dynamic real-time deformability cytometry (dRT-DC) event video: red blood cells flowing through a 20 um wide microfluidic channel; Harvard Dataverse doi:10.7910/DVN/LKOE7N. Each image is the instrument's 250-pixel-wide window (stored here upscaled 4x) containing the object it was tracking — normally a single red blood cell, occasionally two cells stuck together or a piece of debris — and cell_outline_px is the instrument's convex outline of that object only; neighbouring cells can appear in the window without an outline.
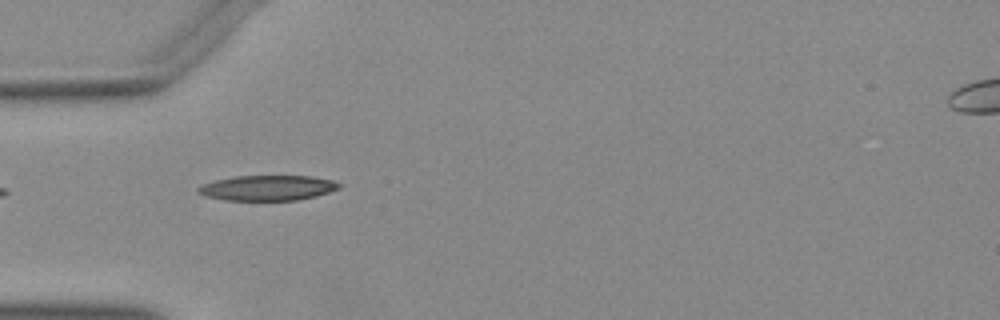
{"species": "Egyptian fruit bat (a non-hibernating species)", "species_latin": "Rousettus aegyptiacus", "temperature_condition": "warm", "stored_images_in_passage": 13, "camera_frame_rate_fps": 3000, "um_per_image_px": 0.085, "animal": {"sex": "female"}, "frame": {"image": 1, "passage_image": 1, "time_ms": 0.0, "image_size_px": [1000, 320], "cell_outline_px": [[340, 188], [316, 196], [296, 200], [224, 200], [208, 196], [196, 192], [196, 188], [200, 184], [232, 176], [312, 176], [332, 180], [340, 184]], "centroid_in_image_um": [22.71, 15.96], "position_along_channel_um": 62.3, "area_um2": 20.69}}
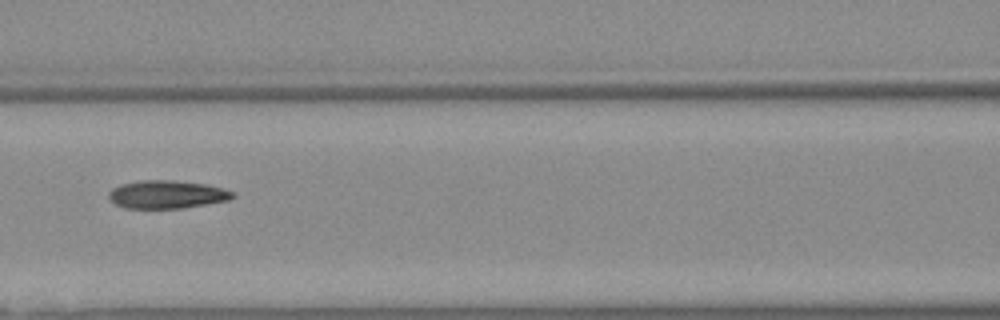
{"frame": {"image": 2, "passage_image": 8, "time_ms": 2.333, "image_size_px": [1000, 320], "cell_outline_px": [[236, 196], [228, 200], [184, 208], [124, 208], [116, 204], [108, 196], [108, 192], [112, 188], [120, 184], [140, 180], [172, 180], [204, 184], [224, 188], [236, 192]], "centroid_in_image_um": [14.2, 16.52], "position_along_channel_um": 152.4, "area_um2": 20.35}}
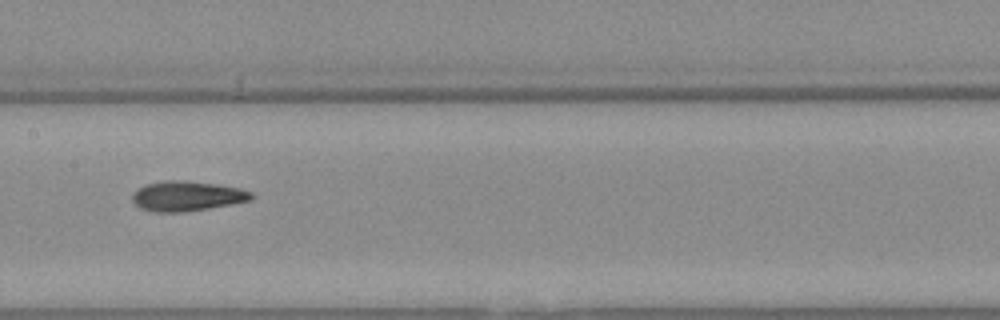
{"frame": {"image": 3, "passage_image": 11, "time_ms": 3.333, "image_size_px": [1000, 320], "cell_outline_px": [[252, 200], [208, 208], [184, 212], [152, 212], [140, 208], [132, 200], [132, 192], [136, 188], [144, 184], [164, 180], [188, 180], [216, 184], [240, 188], [252, 192]], "centroid_in_image_um": [15.84, 16.65], "position_along_channel_um": 191.6, "area_um2": 20.98}}